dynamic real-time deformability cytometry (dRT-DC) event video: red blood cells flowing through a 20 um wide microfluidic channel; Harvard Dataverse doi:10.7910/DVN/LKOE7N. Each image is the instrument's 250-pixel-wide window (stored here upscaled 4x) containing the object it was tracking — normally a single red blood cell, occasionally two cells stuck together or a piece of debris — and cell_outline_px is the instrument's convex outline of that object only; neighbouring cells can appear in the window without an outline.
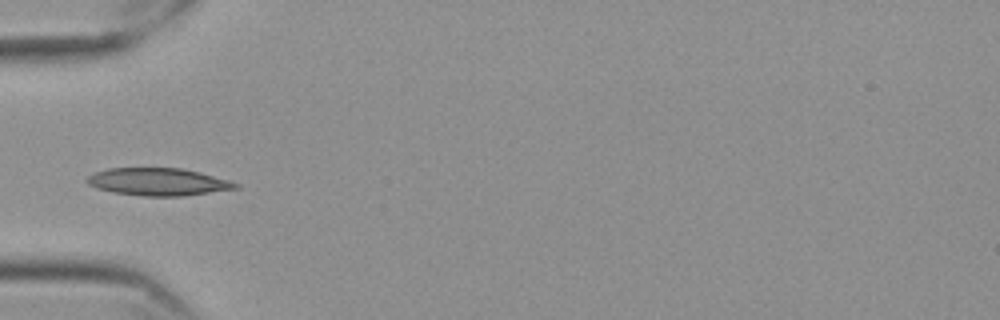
{"species": "Egyptian fruit bat (a non-hibernating species)", "species_latin": "Rousettus aegyptiacus", "temperature_condition": "cold", "stored_images_in_passage": 39, "camera_frame_rate_fps": 3000, "um_per_image_px": 0.085, "frame": {"image": 1, "passage_image": 1, "time_ms": 0.0, "image_size_px": [1000, 320], "cell_outline_px": [[240, 188], [184, 196], [144, 196], [112, 192], [96, 188], [88, 184], [84, 180], [92, 172], [108, 168], [184, 168], [200, 172], [228, 180], [240, 184]], "centroid_in_image_um": [13.42, 15.45], "position_along_channel_um": 71.6, "area_um2": 24.04}}
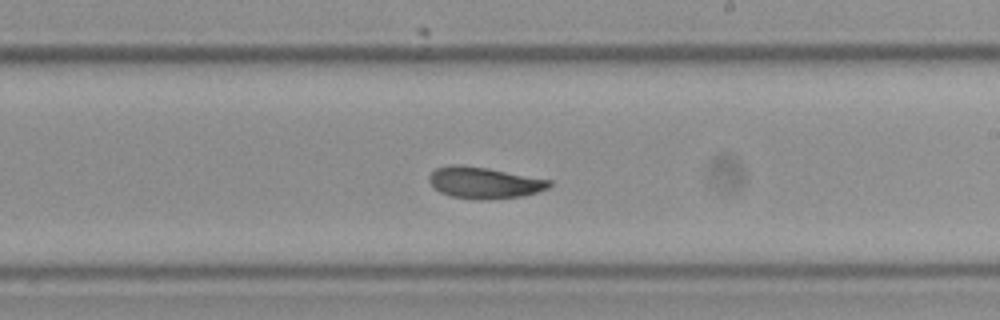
{"frame": {"image": 2, "passage_image": 16, "time_ms": 5.0, "image_size_px": [1000, 320], "cell_outline_px": [[552, 184], [548, 188], [524, 196], [480, 200], [476, 200], [452, 196], [440, 192], [428, 180], [428, 176], [436, 168], [452, 164], [460, 164], [488, 168], [552, 180]], "centroid_in_image_um": [41.16, 15.52], "position_along_channel_um": 247.8, "area_um2": 22.02}}
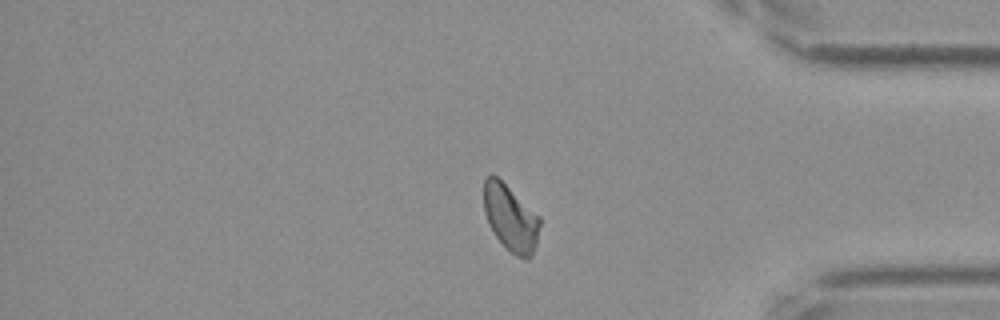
{"frame": {"image": 3, "passage_image": 30, "time_ms": 9.667, "image_size_px": [1000, 320], "cell_outline_px": [[540, 224], [536, 244], [532, 256], [528, 260], [524, 260], [516, 256], [496, 236], [488, 224], [484, 212], [484, 180], [488, 176], [496, 176], [540, 216]], "centroid_in_image_um": [43.41, 18.55], "position_along_channel_um": 391.8, "area_um2": 21.39}, "authors_computed_cell_mechanics": {"area_um2": 22.1374, "velocity_mm_per_s": 3.5181, "shape_relaxation_time_tau1_ms": 3.3367, "shape_relaxation_time_tau2_ms": 2.6241, "deformation_change_tau1": 0.1029, "deformation_change_tau2": 0.0595}}